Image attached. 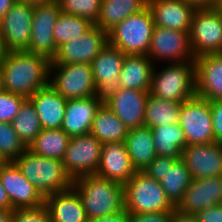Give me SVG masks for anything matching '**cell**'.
<instances>
[{"instance_id":"cell-1","label":"cell","mask_w":222,"mask_h":222,"mask_svg":"<svg viewBox=\"0 0 222 222\" xmlns=\"http://www.w3.org/2000/svg\"><path fill=\"white\" fill-rule=\"evenodd\" d=\"M50 60L42 55L23 51H6L0 62L4 90L28 99L49 84Z\"/></svg>"},{"instance_id":"cell-35","label":"cell","mask_w":222,"mask_h":222,"mask_svg":"<svg viewBox=\"0 0 222 222\" xmlns=\"http://www.w3.org/2000/svg\"><path fill=\"white\" fill-rule=\"evenodd\" d=\"M94 26L90 20L60 12L53 28L56 48L72 39L79 38Z\"/></svg>"},{"instance_id":"cell-26","label":"cell","mask_w":222,"mask_h":222,"mask_svg":"<svg viewBox=\"0 0 222 222\" xmlns=\"http://www.w3.org/2000/svg\"><path fill=\"white\" fill-rule=\"evenodd\" d=\"M154 67L147 55H126L119 74L120 88L150 91Z\"/></svg>"},{"instance_id":"cell-10","label":"cell","mask_w":222,"mask_h":222,"mask_svg":"<svg viewBox=\"0 0 222 222\" xmlns=\"http://www.w3.org/2000/svg\"><path fill=\"white\" fill-rule=\"evenodd\" d=\"M187 145L215 142L209 100L194 96L182 102L179 122Z\"/></svg>"},{"instance_id":"cell-6","label":"cell","mask_w":222,"mask_h":222,"mask_svg":"<svg viewBox=\"0 0 222 222\" xmlns=\"http://www.w3.org/2000/svg\"><path fill=\"white\" fill-rule=\"evenodd\" d=\"M124 206L128 213H157L174 211L160 182L137 171L124 185Z\"/></svg>"},{"instance_id":"cell-53","label":"cell","mask_w":222,"mask_h":222,"mask_svg":"<svg viewBox=\"0 0 222 222\" xmlns=\"http://www.w3.org/2000/svg\"><path fill=\"white\" fill-rule=\"evenodd\" d=\"M4 90V80H3V73L0 67V92Z\"/></svg>"},{"instance_id":"cell-31","label":"cell","mask_w":222,"mask_h":222,"mask_svg":"<svg viewBox=\"0 0 222 222\" xmlns=\"http://www.w3.org/2000/svg\"><path fill=\"white\" fill-rule=\"evenodd\" d=\"M70 136L60 129H42L27 149L46 158L62 160Z\"/></svg>"},{"instance_id":"cell-40","label":"cell","mask_w":222,"mask_h":222,"mask_svg":"<svg viewBox=\"0 0 222 222\" xmlns=\"http://www.w3.org/2000/svg\"><path fill=\"white\" fill-rule=\"evenodd\" d=\"M178 159L180 158L157 155L142 172L160 182L167 168H171Z\"/></svg>"},{"instance_id":"cell-20","label":"cell","mask_w":222,"mask_h":222,"mask_svg":"<svg viewBox=\"0 0 222 222\" xmlns=\"http://www.w3.org/2000/svg\"><path fill=\"white\" fill-rule=\"evenodd\" d=\"M195 62L196 96L222 100V53L198 56Z\"/></svg>"},{"instance_id":"cell-29","label":"cell","mask_w":222,"mask_h":222,"mask_svg":"<svg viewBox=\"0 0 222 222\" xmlns=\"http://www.w3.org/2000/svg\"><path fill=\"white\" fill-rule=\"evenodd\" d=\"M90 134L102 144L125 142L128 129L124 123L104 104L97 109Z\"/></svg>"},{"instance_id":"cell-19","label":"cell","mask_w":222,"mask_h":222,"mask_svg":"<svg viewBox=\"0 0 222 222\" xmlns=\"http://www.w3.org/2000/svg\"><path fill=\"white\" fill-rule=\"evenodd\" d=\"M217 204H222V175L192 179L176 209L185 214L196 215Z\"/></svg>"},{"instance_id":"cell-17","label":"cell","mask_w":222,"mask_h":222,"mask_svg":"<svg viewBox=\"0 0 222 222\" xmlns=\"http://www.w3.org/2000/svg\"><path fill=\"white\" fill-rule=\"evenodd\" d=\"M180 159L185 163L192 179L222 175V143L187 145Z\"/></svg>"},{"instance_id":"cell-52","label":"cell","mask_w":222,"mask_h":222,"mask_svg":"<svg viewBox=\"0 0 222 222\" xmlns=\"http://www.w3.org/2000/svg\"><path fill=\"white\" fill-rule=\"evenodd\" d=\"M214 9L222 16V0H217Z\"/></svg>"},{"instance_id":"cell-2","label":"cell","mask_w":222,"mask_h":222,"mask_svg":"<svg viewBox=\"0 0 222 222\" xmlns=\"http://www.w3.org/2000/svg\"><path fill=\"white\" fill-rule=\"evenodd\" d=\"M87 219L114 215L125 209L123 184L97 176H82L72 181Z\"/></svg>"},{"instance_id":"cell-25","label":"cell","mask_w":222,"mask_h":222,"mask_svg":"<svg viewBox=\"0 0 222 222\" xmlns=\"http://www.w3.org/2000/svg\"><path fill=\"white\" fill-rule=\"evenodd\" d=\"M52 222H88L78 193L70 189L45 198Z\"/></svg>"},{"instance_id":"cell-43","label":"cell","mask_w":222,"mask_h":222,"mask_svg":"<svg viewBox=\"0 0 222 222\" xmlns=\"http://www.w3.org/2000/svg\"><path fill=\"white\" fill-rule=\"evenodd\" d=\"M199 222H222V204L206 208L196 214Z\"/></svg>"},{"instance_id":"cell-24","label":"cell","mask_w":222,"mask_h":222,"mask_svg":"<svg viewBox=\"0 0 222 222\" xmlns=\"http://www.w3.org/2000/svg\"><path fill=\"white\" fill-rule=\"evenodd\" d=\"M39 116L42 129H60L67 100L50 84L28 98Z\"/></svg>"},{"instance_id":"cell-14","label":"cell","mask_w":222,"mask_h":222,"mask_svg":"<svg viewBox=\"0 0 222 222\" xmlns=\"http://www.w3.org/2000/svg\"><path fill=\"white\" fill-rule=\"evenodd\" d=\"M107 44L108 33L94 25L79 38L60 45L50 63L91 64Z\"/></svg>"},{"instance_id":"cell-3","label":"cell","mask_w":222,"mask_h":222,"mask_svg":"<svg viewBox=\"0 0 222 222\" xmlns=\"http://www.w3.org/2000/svg\"><path fill=\"white\" fill-rule=\"evenodd\" d=\"M14 162L44 198L72 187L73 180L64 170L62 160L46 158L26 149Z\"/></svg>"},{"instance_id":"cell-30","label":"cell","mask_w":222,"mask_h":222,"mask_svg":"<svg viewBox=\"0 0 222 222\" xmlns=\"http://www.w3.org/2000/svg\"><path fill=\"white\" fill-rule=\"evenodd\" d=\"M157 155L180 158L187 146L184 132L178 123L151 128Z\"/></svg>"},{"instance_id":"cell-4","label":"cell","mask_w":222,"mask_h":222,"mask_svg":"<svg viewBox=\"0 0 222 222\" xmlns=\"http://www.w3.org/2000/svg\"><path fill=\"white\" fill-rule=\"evenodd\" d=\"M163 64L164 67L162 64H157L154 67L151 95L176 102H184L196 96L194 61Z\"/></svg>"},{"instance_id":"cell-37","label":"cell","mask_w":222,"mask_h":222,"mask_svg":"<svg viewBox=\"0 0 222 222\" xmlns=\"http://www.w3.org/2000/svg\"><path fill=\"white\" fill-rule=\"evenodd\" d=\"M61 12L78 16L96 23L100 14L101 0H57Z\"/></svg>"},{"instance_id":"cell-49","label":"cell","mask_w":222,"mask_h":222,"mask_svg":"<svg viewBox=\"0 0 222 222\" xmlns=\"http://www.w3.org/2000/svg\"><path fill=\"white\" fill-rule=\"evenodd\" d=\"M13 209L0 208V222H10Z\"/></svg>"},{"instance_id":"cell-44","label":"cell","mask_w":222,"mask_h":222,"mask_svg":"<svg viewBox=\"0 0 222 222\" xmlns=\"http://www.w3.org/2000/svg\"><path fill=\"white\" fill-rule=\"evenodd\" d=\"M88 222H129V213L124 209L114 215L93 218Z\"/></svg>"},{"instance_id":"cell-33","label":"cell","mask_w":222,"mask_h":222,"mask_svg":"<svg viewBox=\"0 0 222 222\" xmlns=\"http://www.w3.org/2000/svg\"><path fill=\"white\" fill-rule=\"evenodd\" d=\"M192 181L185 163L178 159L171 168H167L160 185L169 201L177 207Z\"/></svg>"},{"instance_id":"cell-5","label":"cell","mask_w":222,"mask_h":222,"mask_svg":"<svg viewBox=\"0 0 222 222\" xmlns=\"http://www.w3.org/2000/svg\"><path fill=\"white\" fill-rule=\"evenodd\" d=\"M155 23L148 7L125 18L108 32V43L126 55H147Z\"/></svg>"},{"instance_id":"cell-38","label":"cell","mask_w":222,"mask_h":222,"mask_svg":"<svg viewBox=\"0 0 222 222\" xmlns=\"http://www.w3.org/2000/svg\"><path fill=\"white\" fill-rule=\"evenodd\" d=\"M26 100L25 97L3 90L0 92V122L11 123Z\"/></svg>"},{"instance_id":"cell-18","label":"cell","mask_w":222,"mask_h":222,"mask_svg":"<svg viewBox=\"0 0 222 222\" xmlns=\"http://www.w3.org/2000/svg\"><path fill=\"white\" fill-rule=\"evenodd\" d=\"M150 91L120 88L103 103L124 123L127 129L144 126L147 97Z\"/></svg>"},{"instance_id":"cell-11","label":"cell","mask_w":222,"mask_h":222,"mask_svg":"<svg viewBox=\"0 0 222 222\" xmlns=\"http://www.w3.org/2000/svg\"><path fill=\"white\" fill-rule=\"evenodd\" d=\"M147 56L157 64L194 61L189 33L155 26Z\"/></svg>"},{"instance_id":"cell-41","label":"cell","mask_w":222,"mask_h":222,"mask_svg":"<svg viewBox=\"0 0 222 222\" xmlns=\"http://www.w3.org/2000/svg\"><path fill=\"white\" fill-rule=\"evenodd\" d=\"M215 142L222 143V100H209Z\"/></svg>"},{"instance_id":"cell-32","label":"cell","mask_w":222,"mask_h":222,"mask_svg":"<svg viewBox=\"0 0 222 222\" xmlns=\"http://www.w3.org/2000/svg\"><path fill=\"white\" fill-rule=\"evenodd\" d=\"M182 102L156 98L150 93L147 97L144 125L150 128L179 122Z\"/></svg>"},{"instance_id":"cell-21","label":"cell","mask_w":222,"mask_h":222,"mask_svg":"<svg viewBox=\"0 0 222 222\" xmlns=\"http://www.w3.org/2000/svg\"><path fill=\"white\" fill-rule=\"evenodd\" d=\"M125 142L104 143L96 175L125 184L136 173Z\"/></svg>"},{"instance_id":"cell-48","label":"cell","mask_w":222,"mask_h":222,"mask_svg":"<svg viewBox=\"0 0 222 222\" xmlns=\"http://www.w3.org/2000/svg\"><path fill=\"white\" fill-rule=\"evenodd\" d=\"M16 0H0V19L9 11Z\"/></svg>"},{"instance_id":"cell-28","label":"cell","mask_w":222,"mask_h":222,"mask_svg":"<svg viewBox=\"0 0 222 222\" xmlns=\"http://www.w3.org/2000/svg\"><path fill=\"white\" fill-rule=\"evenodd\" d=\"M146 7L147 0H101L100 14L94 25L108 33L125 18Z\"/></svg>"},{"instance_id":"cell-13","label":"cell","mask_w":222,"mask_h":222,"mask_svg":"<svg viewBox=\"0 0 222 222\" xmlns=\"http://www.w3.org/2000/svg\"><path fill=\"white\" fill-rule=\"evenodd\" d=\"M34 6L15 2L0 19V31L6 51H23L29 48Z\"/></svg>"},{"instance_id":"cell-46","label":"cell","mask_w":222,"mask_h":222,"mask_svg":"<svg viewBox=\"0 0 222 222\" xmlns=\"http://www.w3.org/2000/svg\"><path fill=\"white\" fill-rule=\"evenodd\" d=\"M172 222H199L196 215L185 214L175 209L173 212Z\"/></svg>"},{"instance_id":"cell-42","label":"cell","mask_w":222,"mask_h":222,"mask_svg":"<svg viewBox=\"0 0 222 222\" xmlns=\"http://www.w3.org/2000/svg\"><path fill=\"white\" fill-rule=\"evenodd\" d=\"M173 212L129 213V222H172Z\"/></svg>"},{"instance_id":"cell-9","label":"cell","mask_w":222,"mask_h":222,"mask_svg":"<svg viewBox=\"0 0 222 222\" xmlns=\"http://www.w3.org/2000/svg\"><path fill=\"white\" fill-rule=\"evenodd\" d=\"M102 145L90 133L70 138L62 163L72 180L96 174L100 164Z\"/></svg>"},{"instance_id":"cell-8","label":"cell","mask_w":222,"mask_h":222,"mask_svg":"<svg viewBox=\"0 0 222 222\" xmlns=\"http://www.w3.org/2000/svg\"><path fill=\"white\" fill-rule=\"evenodd\" d=\"M194 57L222 53V16L214 9H195L189 32Z\"/></svg>"},{"instance_id":"cell-39","label":"cell","mask_w":222,"mask_h":222,"mask_svg":"<svg viewBox=\"0 0 222 222\" xmlns=\"http://www.w3.org/2000/svg\"><path fill=\"white\" fill-rule=\"evenodd\" d=\"M10 222H52L47 206L13 209Z\"/></svg>"},{"instance_id":"cell-34","label":"cell","mask_w":222,"mask_h":222,"mask_svg":"<svg viewBox=\"0 0 222 222\" xmlns=\"http://www.w3.org/2000/svg\"><path fill=\"white\" fill-rule=\"evenodd\" d=\"M11 124L27 148L42 131L39 116L29 99H26L22 103L18 114L12 120Z\"/></svg>"},{"instance_id":"cell-7","label":"cell","mask_w":222,"mask_h":222,"mask_svg":"<svg viewBox=\"0 0 222 222\" xmlns=\"http://www.w3.org/2000/svg\"><path fill=\"white\" fill-rule=\"evenodd\" d=\"M49 84L66 100L96 95L91 64L50 63Z\"/></svg>"},{"instance_id":"cell-16","label":"cell","mask_w":222,"mask_h":222,"mask_svg":"<svg viewBox=\"0 0 222 222\" xmlns=\"http://www.w3.org/2000/svg\"><path fill=\"white\" fill-rule=\"evenodd\" d=\"M0 182L6 190L13 209L37 208L45 198L22 174L14 161L6 162L0 169Z\"/></svg>"},{"instance_id":"cell-12","label":"cell","mask_w":222,"mask_h":222,"mask_svg":"<svg viewBox=\"0 0 222 222\" xmlns=\"http://www.w3.org/2000/svg\"><path fill=\"white\" fill-rule=\"evenodd\" d=\"M61 10L57 0L34 6L32 31L27 52L47 57L50 61L56 56L53 28Z\"/></svg>"},{"instance_id":"cell-54","label":"cell","mask_w":222,"mask_h":222,"mask_svg":"<svg viewBox=\"0 0 222 222\" xmlns=\"http://www.w3.org/2000/svg\"><path fill=\"white\" fill-rule=\"evenodd\" d=\"M7 161L5 160V158L1 155L0 153V169L1 167L6 163Z\"/></svg>"},{"instance_id":"cell-36","label":"cell","mask_w":222,"mask_h":222,"mask_svg":"<svg viewBox=\"0 0 222 222\" xmlns=\"http://www.w3.org/2000/svg\"><path fill=\"white\" fill-rule=\"evenodd\" d=\"M27 147L20 140L11 123L0 122V153L7 162L14 161Z\"/></svg>"},{"instance_id":"cell-27","label":"cell","mask_w":222,"mask_h":222,"mask_svg":"<svg viewBox=\"0 0 222 222\" xmlns=\"http://www.w3.org/2000/svg\"><path fill=\"white\" fill-rule=\"evenodd\" d=\"M125 144L136 171H143L157 156L152 130L148 126L129 129Z\"/></svg>"},{"instance_id":"cell-23","label":"cell","mask_w":222,"mask_h":222,"mask_svg":"<svg viewBox=\"0 0 222 222\" xmlns=\"http://www.w3.org/2000/svg\"><path fill=\"white\" fill-rule=\"evenodd\" d=\"M102 103L97 95L67 100L61 129L70 137L89 134L95 113Z\"/></svg>"},{"instance_id":"cell-22","label":"cell","mask_w":222,"mask_h":222,"mask_svg":"<svg viewBox=\"0 0 222 222\" xmlns=\"http://www.w3.org/2000/svg\"><path fill=\"white\" fill-rule=\"evenodd\" d=\"M155 26L190 32L195 9L183 0H147Z\"/></svg>"},{"instance_id":"cell-50","label":"cell","mask_w":222,"mask_h":222,"mask_svg":"<svg viewBox=\"0 0 222 222\" xmlns=\"http://www.w3.org/2000/svg\"><path fill=\"white\" fill-rule=\"evenodd\" d=\"M17 2H21V3H25V4H29L32 6H36V5H40V4H46L49 3L53 0H16Z\"/></svg>"},{"instance_id":"cell-45","label":"cell","mask_w":222,"mask_h":222,"mask_svg":"<svg viewBox=\"0 0 222 222\" xmlns=\"http://www.w3.org/2000/svg\"><path fill=\"white\" fill-rule=\"evenodd\" d=\"M194 9H211L216 5L217 0H183Z\"/></svg>"},{"instance_id":"cell-15","label":"cell","mask_w":222,"mask_h":222,"mask_svg":"<svg viewBox=\"0 0 222 222\" xmlns=\"http://www.w3.org/2000/svg\"><path fill=\"white\" fill-rule=\"evenodd\" d=\"M126 54L109 43L91 62L96 95L103 101L120 89L119 74Z\"/></svg>"},{"instance_id":"cell-51","label":"cell","mask_w":222,"mask_h":222,"mask_svg":"<svg viewBox=\"0 0 222 222\" xmlns=\"http://www.w3.org/2000/svg\"><path fill=\"white\" fill-rule=\"evenodd\" d=\"M6 54V49L3 45V41H2V36H1V31H0V62L2 61L3 57Z\"/></svg>"},{"instance_id":"cell-47","label":"cell","mask_w":222,"mask_h":222,"mask_svg":"<svg viewBox=\"0 0 222 222\" xmlns=\"http://www.w3.org/2000/svg\"><path fill=\"white\" fill-rule=\"evenodd\" d=\"M0 208L1 209H13L10 204V200L8 198L6 190L3 188L1 182H0Z\"/></svg>"}]
</instances>
